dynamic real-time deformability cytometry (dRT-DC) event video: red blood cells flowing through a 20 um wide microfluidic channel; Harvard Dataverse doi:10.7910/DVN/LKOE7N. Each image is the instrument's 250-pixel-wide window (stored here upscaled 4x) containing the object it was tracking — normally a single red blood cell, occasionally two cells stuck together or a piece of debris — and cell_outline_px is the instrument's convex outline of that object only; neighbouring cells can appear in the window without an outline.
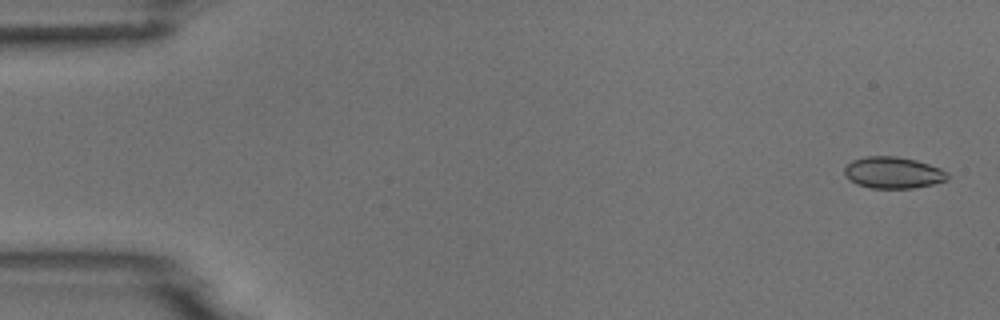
{"species": "common noctule bat (a hibernating species)", "species_latin": "Nyctalus noctula", "temperature_condition": "room temperature", "stored_images_in_passage": 4, "camera_frame_rate_fps": 3000, "um_per_image_px": 0.085, "animal": {"sex": "male", "body_mass_g": 18.8}, "frame": {"image": 1, "passage_image": 1, "time_ms": 0.0, "image_size_px": [1000, 320], "cell_outline_px": [[948, 180], [932, 184], [912, 188], [872, 188], [856, 184], [844, 172], [844, 168], [852, 160], [864, 156], [896, 156], [916, 160], [940, 168], [948, 172]], "centroid_in_image_um": [75.93, 14.67], "position_along_channel_um": 9.1, "area_um2": 18.84}}
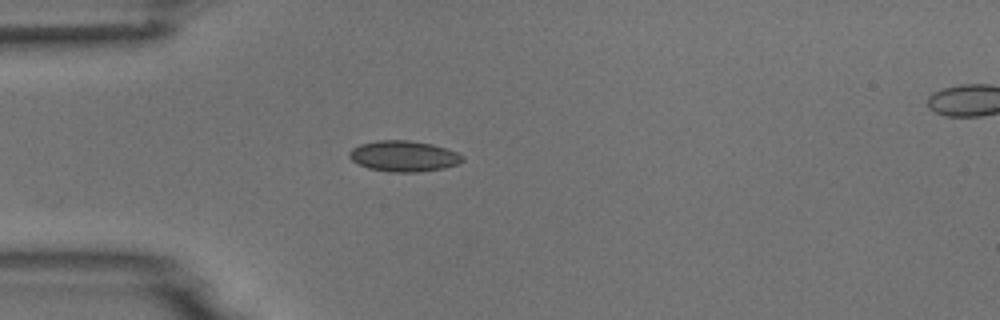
{"frame": {"image": 2, "passage_image": 4, "time_ms": 4.333, "image_size_px": [1000, 320], "cell_outline_px": [[464, 160], [456, 164], [444, 168], [416, 172], [388, 172], [368, 168], [352, 160], [348, 156], [348, 152], [352, 148], [360, 144], [376, 140], [408, 140], [432, 144], [456, 152], [464, 156]], "centroid_in_image_um": [34.29, 13.27], "position_along_channel_um": 50.7, "area_um2": 20.29}}